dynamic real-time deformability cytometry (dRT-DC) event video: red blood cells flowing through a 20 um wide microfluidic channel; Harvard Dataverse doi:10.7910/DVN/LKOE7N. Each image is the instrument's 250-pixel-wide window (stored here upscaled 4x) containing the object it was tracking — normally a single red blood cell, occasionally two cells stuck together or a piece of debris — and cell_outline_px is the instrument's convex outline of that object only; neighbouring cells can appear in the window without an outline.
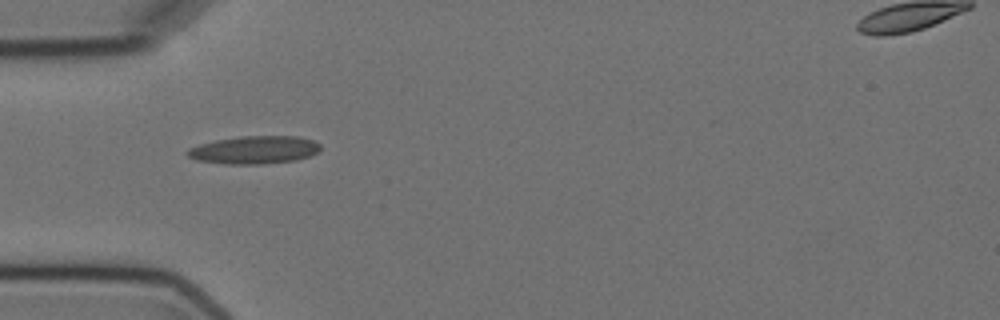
{"species": "Egyptian fruit bat (a non-hibernating species)", "species_latin": "Rousettus aegyptiacus", "temperature_condition": "cold", "stored_images_in_passage": 1, "camera_frame_rate_fps": 3000, "um_per_image_px": 0.085, "animal": {"sex": "female"}, "frame": {"image": 1, "passage_image": 1, "time_ms": 0.0, "image_size_px": [1000, 320], "cell_outline_px": [[320, 152], [296, 160], [264, 164], [224, 164], [196, 160], [188, 156], [184, 152], [188, 148], [200, 144], [216, 140], [240, 136], [300, 136], [312, 140], [320, 144]], "centroid_in_image_um": [21.61, 12.74], "position_along_channel_um": 63.4, "area_um2": 21.79}}